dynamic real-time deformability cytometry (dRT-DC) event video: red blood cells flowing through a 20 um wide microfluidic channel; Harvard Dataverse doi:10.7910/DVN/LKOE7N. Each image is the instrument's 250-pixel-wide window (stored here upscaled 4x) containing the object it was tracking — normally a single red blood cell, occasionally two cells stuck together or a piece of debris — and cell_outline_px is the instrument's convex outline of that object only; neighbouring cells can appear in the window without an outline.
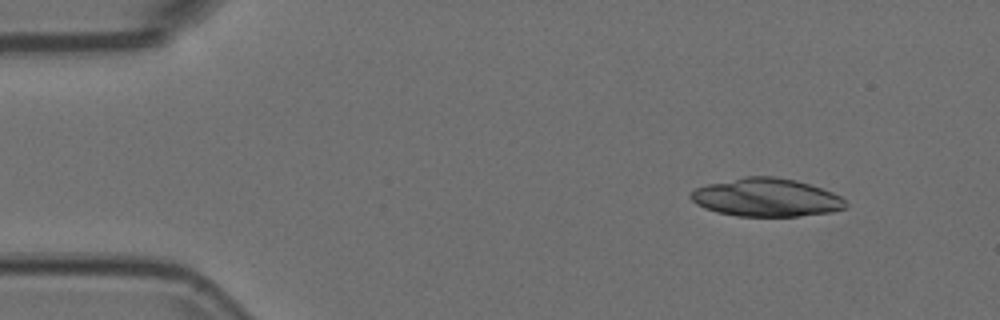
{"species": "Egyptian fruit bat (a non-hibernating species)", "species_latin": "Rousettus aegyptiacus", "temperature_condition": "room temperature", "stored_images_in_passage": 54, "camera_frame_rate_fps": 3000, "um_per_image_px": 0.085, "animal": {"sex": "female"}, "frame": {"image": 1, "passage_image": 6, "time_ms": 1.667, "image_size_px": [1000, 320], "cell_outline_px": [[848, 208], [832, 212], [800, 216], [736, 216], [716, 212], [704, 208], [696, 204], [688, 196], [696, 188], [708, 184], [744, 176], [776, 176], [796, 180], [832, 192], [840, 196], [848, 204]], "centroid_in_image_um": [65.14, 16.79], "position_along_channel_um": 19.9, "area_um2": 34.62}}